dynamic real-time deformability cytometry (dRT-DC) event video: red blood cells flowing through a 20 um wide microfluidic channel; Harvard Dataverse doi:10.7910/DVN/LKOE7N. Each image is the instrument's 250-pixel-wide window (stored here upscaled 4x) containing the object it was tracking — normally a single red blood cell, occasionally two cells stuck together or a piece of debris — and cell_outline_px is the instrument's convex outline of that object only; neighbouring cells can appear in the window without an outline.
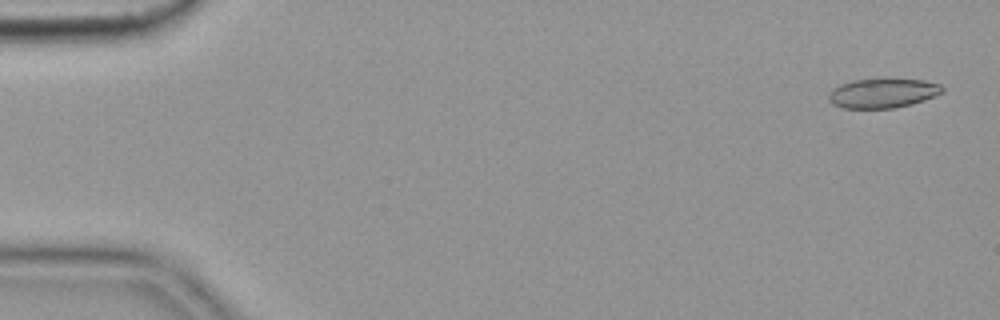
{"species": "common noctule bat (a hibernating species)", "species_latin": "Nyctalus noctula", "temperature_condition": "cold", "stored_images_in_passage": 5, "camera_frame_rate_fps": 3000, "um_per_image_px": 0.085, "animal": {"sex": "female", "body_mass_g": 19.9}, "frame": {"image": 1, "passage_image": 1, "time_ms": 0.0, "image_size_px": [1000, 320], "cell_outline_px": [[944, 92], [924, 100], [912, 104], [896, 108], [844, 108], [832, 104], [828, 100], [828, 92], [832, 88], [840, 84], [852, 80], [924, 80], [940, 84], [944, 88]], "centroid_in_image_um": [75.01, 7.93], "position_along_channel_um": 10.0, "area_um2": 19.42}}
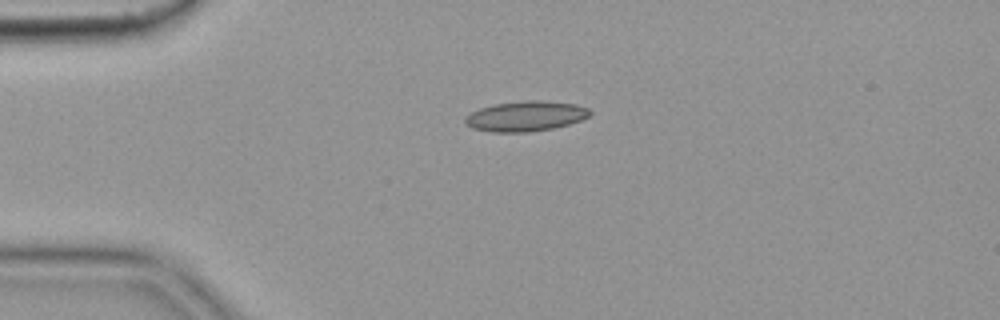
{"frame": {"image": 2, "passage_image": 4, "time_ms": 1.0, "image_size_px": [1000, 320], "cell_outline_px": [[592, 112], [588, 116], [580, 120], [568, 124], [552, 128], [528, 132], [492, 132], [472, 128], [464, 124], [464, 120], [472, 112], [480, 108], [496, 104], [524, 100], [540, 100], [576, 104], [588, 108]], "centroid_in_image_um": [44.67, 9.87], "position_along_channel_um": 40.3, "area_um2": 21.79}}